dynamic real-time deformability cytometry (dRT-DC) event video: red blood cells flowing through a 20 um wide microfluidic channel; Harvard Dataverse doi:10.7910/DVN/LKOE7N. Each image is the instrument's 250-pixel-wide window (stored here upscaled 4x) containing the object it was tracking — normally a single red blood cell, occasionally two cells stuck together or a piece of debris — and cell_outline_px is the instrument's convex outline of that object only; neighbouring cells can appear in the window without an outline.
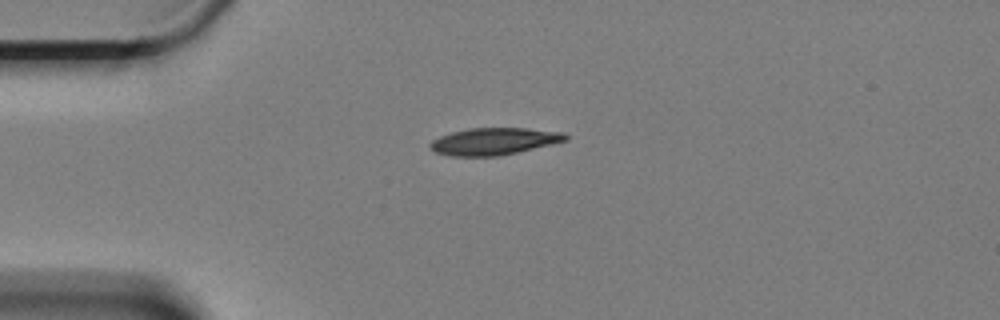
{"species": "Egyptian fruit bat (a non-hibernating species)", "species_latin": "Rousettus aegyptiacus", "temperature_condition": "cold", "stored_images_in_passage": 46, "camera_frame_rate_fps": 3000, "um_per_image_px": 0.085, "animal": {"sex": "female"}, "frame": {"image": 1, "passage_image": 1, "time_ms": 0.0, "image_size_px": [1000, 320], "cell_outline_px": [[568, 140], [552, 144], [516, 152], [496, 156], [452, 156], [436, 152], [428, 144], [432, 140], [440, 136], [452, 132], [472, 128], [528, 128], [564, 132], [568, 136]], "centroid_in_image_um": [42.01, 12.0], "position_along_channel_um": 43.0, "area_um2": 21.15}}
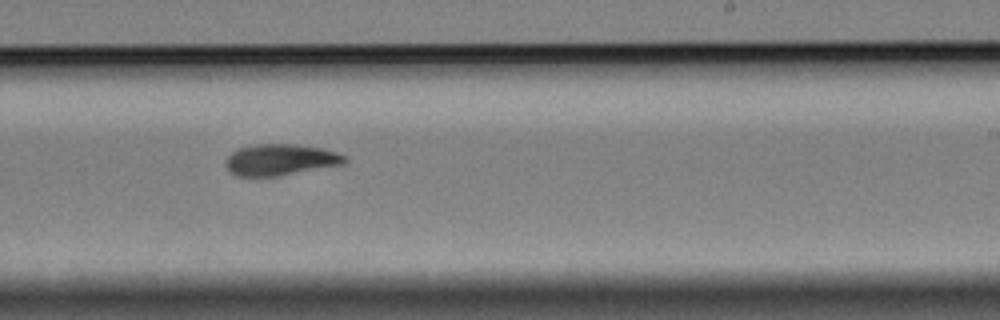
{"frame": {"image": 2, "passage_image": 23, "time_ms": 7.333, "image_size_px": [1000, 320], "cell_outline_px": [[348, 160], [344, 164], [280, 176], [236, 176], [228, 168], [228, 156], [232, 152], [240, 148], [256, 144], [292, 144], [320, 148], [336, 152], [348, 156]], "centroid_in_image_um": [23.9, 13.58], "position_along_channel_um": 265.1, "area_um2": 21.5}}
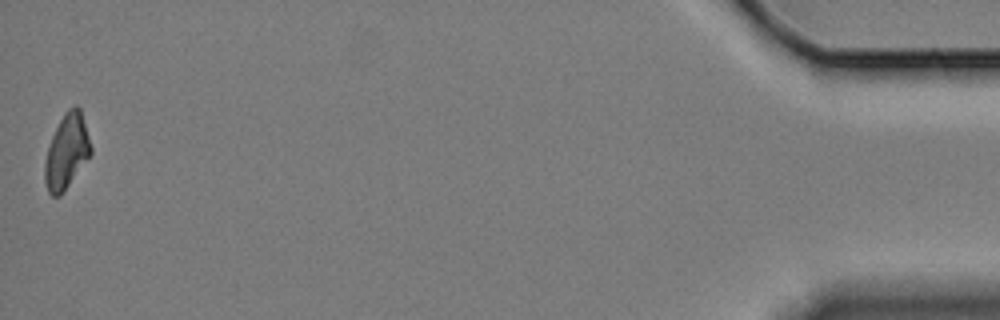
{"frame": {"image": 3, "passage_image": 46, "time_ms": 15.0, "image_size_px": [1000, 320], "cell_outline_px": [[92, 152], [60, 196], [52, 196], [48, 192], [44, 180], [44, 164], [48, 148], [52, 136], [64, 112], [68, 108], [76, 104], [80, 108], [92, 148]], "centroid_in_image_um": [5.65, 12.86], "position_along_channel_um": 429.5, "area_um2": 19.71}, "authors_computed_cell_mechanics": {"area_um2": 21.3282, "velocity_mm_per_s": 3.3244, "shape_relaxation_time_tau1_ms": 4.2192, "shape_relaxation_time_tau2_ms": 7.8032, "deformation_change_tau1": 0.1572, "deformation_change_tau2": 0.1397}}